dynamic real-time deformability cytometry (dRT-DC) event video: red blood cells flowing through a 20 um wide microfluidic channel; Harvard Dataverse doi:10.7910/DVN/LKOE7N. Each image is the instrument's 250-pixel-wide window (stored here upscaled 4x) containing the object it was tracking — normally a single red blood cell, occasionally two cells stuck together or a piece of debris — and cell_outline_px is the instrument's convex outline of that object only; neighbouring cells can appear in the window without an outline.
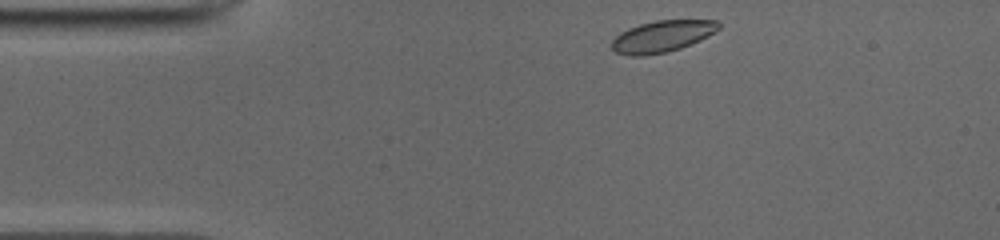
{"species": "common noctule bat (a hibernating species)", "species_latin": "Nyctalus noctula", "temperature_condition": "cold", "stored_images_in_passage": 43, "camera_frame_rate_fps": 3000, "um_per_image_px": 0.085, "animal": {"sex": "male", "body_mass_g": 19.0, "forearm_length_mm": 50.8}, "frame": {"image": 1, "passage_image": 1, "time_ms": 0.0, "image_size_px": [1000, 240], "cell_outline_px": [[720, 28], [708, 36], [700, 40], [680, 48], [664, 52], [644, 56], [628, 56], [616, 52], [612, 48], [612, 40], [620, 32], [628, 28], [640, 24], [656, 20], [716, 20], [720, 24]], "centroid_in_image_um": [56.27, 3.08], "position_along_channel_um": 28.7, "area_um2": 19.59}}
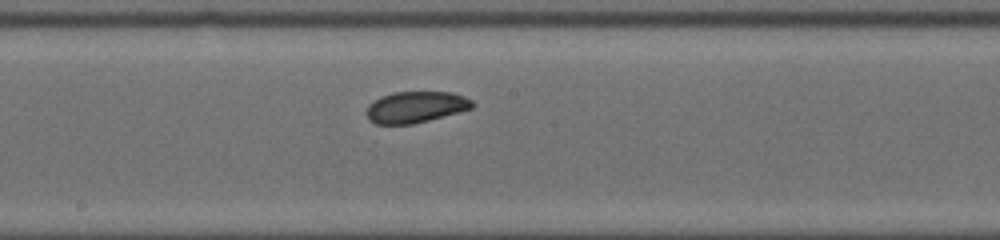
{"frame": {"image": 2, "passage_image": 19, "time_ms": 6.0, "image_size_px": [1000, 240], "cell_outline_px": [[476, 104], [472, 108], [428, 120], [412, 124], [376, 124], [368, 120], [364, 112], [368, 104], [380, 96], [392, 92], [452, 92], [464, 96], [472, 100]], "centroid_in_image_um": [35.28, 9.09], "position_along_channel_um": 212.9, "area_um2": 19.48}}
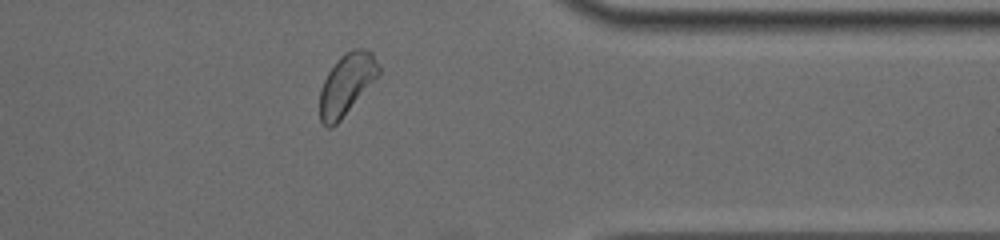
{"frame": {"image": 3, "passage_image": 33, "time_ms": 10.667, "image_size_px": [1000, 240], "cell_outline_px": [[380, 72], [340, 120], [336, 124], [328, 128], [320, 120], [320, 88], [328, 72], [336, 60], [344, 52], [352, 48], [364, 48], [372, 52], [380, 68]], "centroid_in_image_um": [29.44, 7.11], "position_along_channel_um": 382.0, "area_um2": 20.63}, "authors_computed_cell_mechanics": {"area_um2": 19.941, "velocity_mm_per_s": 3.9051, "shape_relaxation_time_tau1_ms": 3.3242, "shape_relaxation_time_tau2_ms": 4.6247, "deformation_change_tau1": 0.0863, "deformation_change_tau2": 0.0416}}